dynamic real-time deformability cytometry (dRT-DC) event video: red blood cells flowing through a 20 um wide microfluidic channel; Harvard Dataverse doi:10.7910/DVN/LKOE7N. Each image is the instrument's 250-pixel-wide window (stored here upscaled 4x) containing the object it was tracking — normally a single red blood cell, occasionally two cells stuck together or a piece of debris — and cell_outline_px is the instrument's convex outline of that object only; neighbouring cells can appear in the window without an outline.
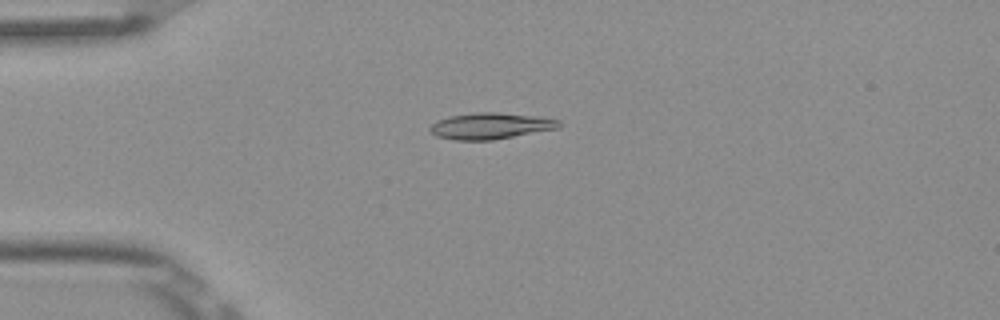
{"species": "Egyptian fruit bat (a non-hibernating species)", "species_latin": "Rousettus aegyptiacus", "temperature_condition": "room temperature", "stored_images_in_passage": 7, "camera_frame_rate_fps": 3000, "um_per_image_px": 0.085, "frame": {"image": 1, "passage_image": 4, "time_ms": 1.0, "image_size_px": [1000, 320], "cell_outline_px": [[560, 128], [492, 140], [456, 140], [436, 136], [428, 128], [436, 120], [448, 116], [476, 112], [500, 112], [536, 116], [560, 120]], "centroid_in_image_um": [41.68, 10.69], "position_along_channel_um": 43.3, "area_um2": 19.83}}
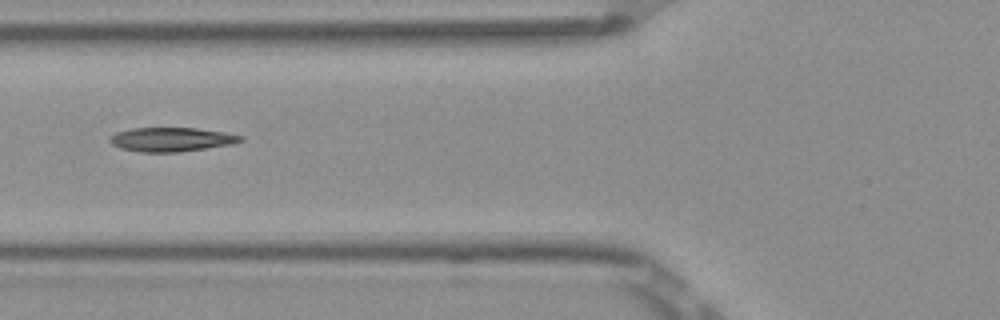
{"frame": {"image": 2, "passage_image": 6, "time_ms": 1.667, "image_size_px": [1000, 320], "cell_outline_px": [[244, 140], [232, 144], [180, 152], [140, 152], [120, 148], [112, 144], [108, 140], [116, 132], [132, 128], [196, 128], [224, 132], [244, 136]], "centroid_in_image_um": [14.58, 11.85], "position_along_channel_um": 111.2, "area_um2": 18.32}}
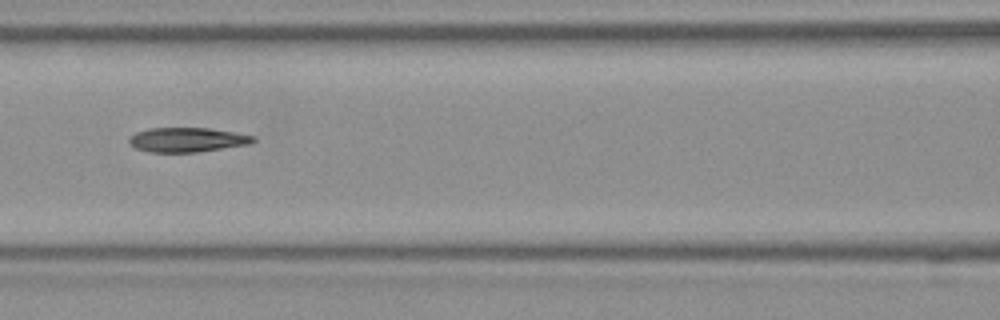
{"frame": {"image": 3, "passage_image": 7, "time_ms": 2.0, "image_size_px": [1000, 320], "cell_outline_px": [[256, 140], [248, 144], [196, 152], [148, 152], [136, 148], [128, 144], [128, 136], [136, 132], [148, 128], [208, 128], [256, 136]], "centroid_in_image_um": [15.84, 11.88], "position_along_channel_um": 150.8, "area_um2": 17.69}}